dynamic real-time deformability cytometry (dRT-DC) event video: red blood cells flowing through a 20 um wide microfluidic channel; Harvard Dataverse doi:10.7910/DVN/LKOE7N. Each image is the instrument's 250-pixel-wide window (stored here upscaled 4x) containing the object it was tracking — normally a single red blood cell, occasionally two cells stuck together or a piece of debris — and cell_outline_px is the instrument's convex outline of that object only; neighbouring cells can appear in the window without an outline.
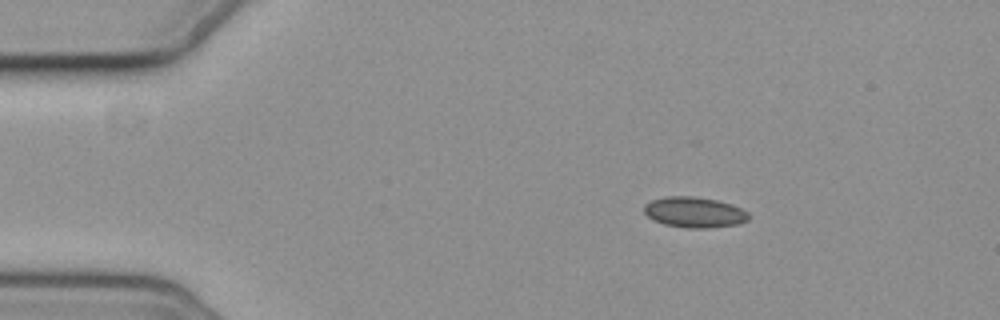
{"species": "common noctule bat (a hibernating species)", "species_latin": "Nyctalus noctula", "temperature_condition": "cold", "stored_images_in_passage": 5, "camera_frame_rate_fps": 3000, "um_per_image_px": 0.085, "animal": {"sex": "female", "body_mass_g": 19.3, "forearm_length_mm": 54.1}, "frame": {"image": 1, "passage_image": 2, "time_ms": 1.0, "image_size_px": [1000, 320], "cell_outline_px": [[748, 220], [740, 224], [708, 228], [688, 228], [664, 224], [652, 220], [644, 212], [644, 204], [652, 200], [668, 196], [692, 196], [716, 200], [732, 204], [748, 212]], "centroid_in_image_um": [59.02, 18.05], "position_along_channel_um": 26.0, "area_um2": 18.67}}
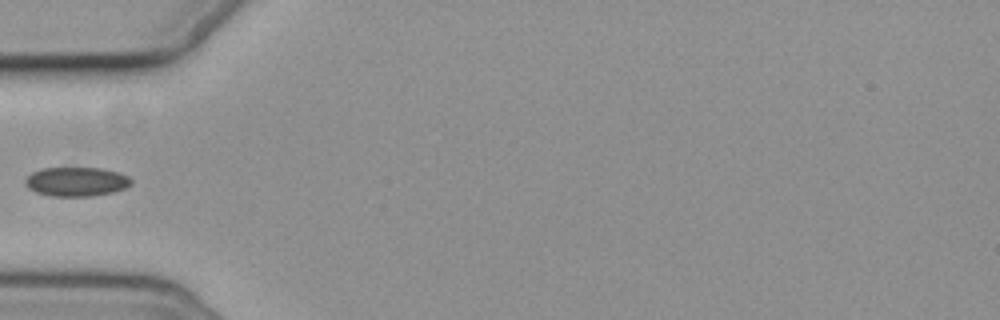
{"frame": {"image": 2, "passage_image": 5, "time_ms": 4.333, "image_size_px": [1000, 320], "cell_outline_px": [[132, 184], [124, 188], [112, 192], [92, 196], [52, 196], [36, 192], [28, 188], [24, 180], [32, 172], [44, 168], [100, 168], [120, 172], [128, 176], [132, 180]], "centroid_in_image_um": [6.51, 15.44], "position_along_channel_um": 78.5, "area_um2": 17.98}}